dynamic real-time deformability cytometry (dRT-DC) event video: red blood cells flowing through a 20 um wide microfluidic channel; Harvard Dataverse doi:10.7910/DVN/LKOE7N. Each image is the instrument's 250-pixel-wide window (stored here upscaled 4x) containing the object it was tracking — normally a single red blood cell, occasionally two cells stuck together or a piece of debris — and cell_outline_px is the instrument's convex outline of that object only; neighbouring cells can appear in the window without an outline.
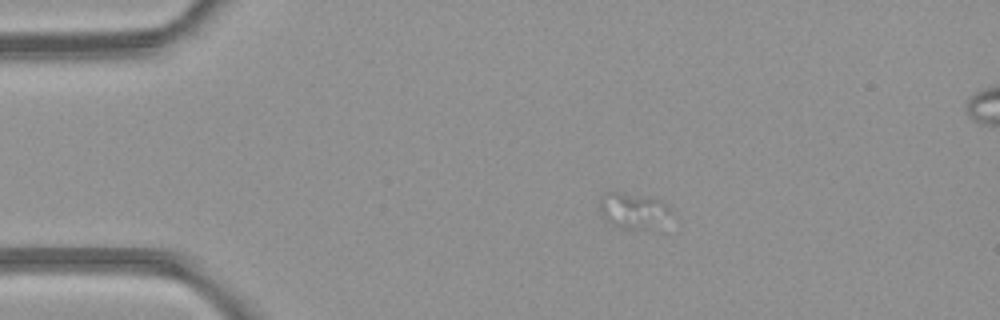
{"species": "common noctule bat (a hibernating species)", "species_latin": "Nyctalus noctula", "temperature_condition": "room temperature", "stored_images_in_passage": 4, "camera_frame_rate_fps": 3000, "um_per_image_px": 0.085, "animal": {"sex": "female", "body_mass_g": 21.9}, "frame": {"image": 1, "passage_image": 2, "time_ms": 1.0, "image_size_px": [1000, 320], "cell_outline_px": [[668, 212], [648, 228], [620, 228], [604, 220], [600, 216], [600, 196], [604, 192], [612, 188], [648, 196], [660, 200], [668, 208]], "centroid_in_image_um": [53.6, 17.78], "position_along_channel_um": 31.4, "area_um2": 14.62}}